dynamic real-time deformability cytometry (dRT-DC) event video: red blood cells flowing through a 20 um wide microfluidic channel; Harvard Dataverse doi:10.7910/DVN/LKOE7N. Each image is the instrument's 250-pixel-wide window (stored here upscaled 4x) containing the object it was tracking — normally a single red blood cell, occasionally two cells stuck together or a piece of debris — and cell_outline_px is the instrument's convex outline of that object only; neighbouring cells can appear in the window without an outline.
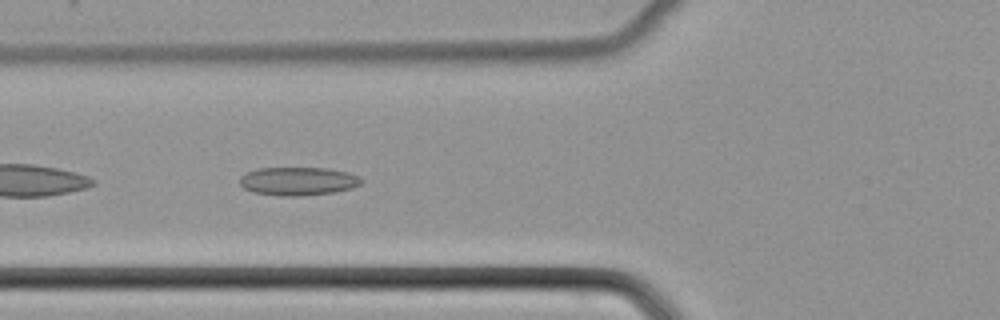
{"species": "common noctule bat (a hibernating species)", "species_latin": "Nyctalus noctula", "temperature_condition": "cold", "stored_images_in_passage": 52, "camera_frame_rate_fps": 3000, "um_per_image_px": 0.085, "animal": {"sex": "female", "body_mass_g": 22.7, "forearm_length_mm": 54.2}, "frame": {"image": 1, "passage_image": 21, "time_ms": 6.667, "image_size_px": [1000, 320], "cell_outline_px": [[360, 184], [352, 188], [332, 192], [304, 196], [280, 196], [252, 192], [244, 188], [240, 184], [240, 176], [256, 168], [328, 168], [348, 172], [360, 176]], "centroid_in_image_um": [25.32, 15.4], "position_along_channel_um": 100.5, "area_um2": 20.11}}
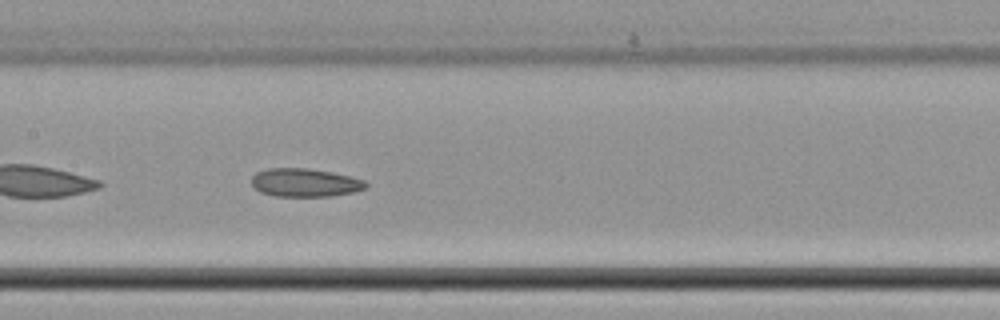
{"frame": {"image": 2, "passage_image": 27, "time_ms": 8.667, "image_size_px": [1000, 320], "cell_outline_px": [[368, 184], [364, 188], [352, 192], [332, 196], [276, 196], [260, 192], [252, 184], [252, 176], [256, 172], [268, 168], [308, 168], [332, 172], [352, 176], [364, 180]], "centroid_in_image_um": [25.92, 15.51], "position_along_channel_um": 181.5, "area_um2": 18.84}}
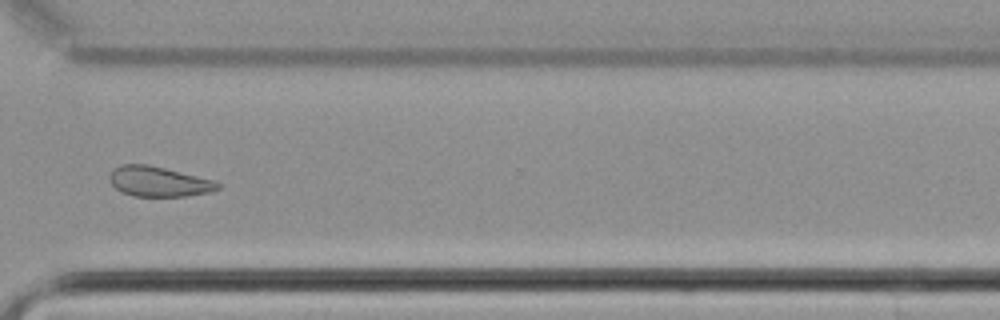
{"frame": {"image": 3, "passage_image": 40, "time_ms": 13.0, "image_size_px": [1000, 320], "cell_outline_px": [[220, 188], [208, 192], [184, 196], [132, 196], [116, 188], [108, 180], [108, 176], [112, 168], [120, 164], [148, 164], [212, 180], [220, 184]], "centroid_in_image_um": [13.41, 15.42], "position_along_channel_um": 357.2, "area_um2": 18.79}}